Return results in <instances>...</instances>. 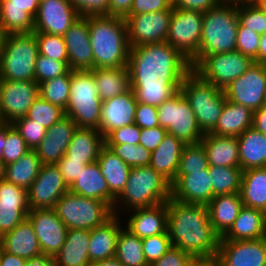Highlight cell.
<instances>
[{
  "mask_svg": "<svg viewBox=\"0 0 266 266\" xmlns=\"http://www.w3.org/2000/svg\"><path fill=\"white\" fill-rule=\"evenodd\" d=\"M127 68L137 102L156 107L180 90L192 70L190 61L167 42L131 47Z\"/></svg>",
  "mask_w": 266,
  "mask_h": 266,
  "instance_id": "6da1fadb",
  "label": "cell"
},
{
  "mask_svg": "<svg viewBox=\"0 0 266 266\" xmlns=\"http://www.w3.org/2000/svg\"><path fill=\"white\" fill-rule=\"evenodd\" d=\"M167 231L172 246L192 257L217 255L221 236L209 220L207 205L167 201Z\"/></svg>",
  "mask_w": 266,
  "mask_h": 266,
  "instance_id": "7a4b0ae2",
  "label": "cell"
},
{
  "mask_svg": "<svg viewBox=\"0 0 266 266\" xmlns=\"http://www.w3.org/2000/svg\"><path fill=\"white\" fill-rule=\"evenodd\" d=\"M93 68L127 67L129 43L124 18L88 16Z\"/></svg>",
  "mask_w": 266,
  "mask_h": 266,
  "instance_id": "3957f363",
  "label": "cell"
},
{
  "mask_svg": "<svg viewBox=\"0 0 266 266\" xmlns=\"http://www.w3.org/2000/svg\"><path fill=\"white\" fill-rule=\"evenodd\" d=\"M171 198V183L150 165L132 167L126 185L116 198L113 214L119 216V208L125 210L151 207ZM117 203L119 207L117 206Z\"/></svg>",
  "mask_w": 266,
  "mask_h": 266,
  "instance_id": "277c9868",
  "label": "cell"
},
{
  "mask_svg": "<svg viewBox=\"0 0 266 266\" xmlns=\"http://www.w3.org/2000/svg\"><path fill=\"white\" fill-rule=\"evenodd\" d=\"M238 23L236 5L219 4L204 12L199 51L191 68L204 56L236 50Z\"/></svg>",
  "mask_w": 266,
  "mask_h": 266,
  "instance_id": "5b68a950",
  "label": "cell"
},
{
  "mask_svg": "<svg viewBox=\"0 0 266 266\" xmlns=\"http://www.w3.org/2000/svg\"><path fill=\"white\" fill-rule=\"evenodd\" d=\"M180 91L189 101L201 131L210 133L216 127L227 100L223 90L191 70L185 76Z\"/></svg>",
  "mask_w": 266,
  "mask_h": 266,
  "instance_id": "8992f818",
  "label": "cell"
},
{
  "mask_svg": "<svg viewBox=\"0 0 266 266\" xmlns=\"http://www.w3.org/2000/svg\"><path fill=\"white\" fill-rule=\"evenodd\" d=\"M101 104L93 72L71 70L70 95L65 115H68L77 127L98 129Z\"/></svg>",
  "mask_w": 266,
  "mask_h": 266,
  "instance_id": "52a82bcc",
  "label": "cell"
},
{
  "mask_svg": "<svg viewBox=\"0 0 266 266\" xmlns=\"http://www.w3.org/2000/svg\"><path fill=\"white\" fill-rule=\"evenodd\" d=\"M38 54L34 32L7 35L0 58V79L35 81Z\"/></svg>",
  "mask_w": 266,
  "mask_h": 266,
  "instance_id": "ba28073f",
  "label": "cell"
},
{
  "mask_svg": "<svg viewBox=\"0 0 266 266\" xmlns=\"http://www.w3.org/2000/svg\"><path fill=\"white\" fill-rule=\"evenodd\" d=\"M54 209L68 229L92 230L114 215L106 202L71 191H67L57 201Z\"/></svg>",
  "mask_w": 266,
  "mask_h": 266,
  "instance_id": "9c48e42d",
  "label": "cell"
},
{
  "mask_svg": "<svg viewBox=\"0 0 266 266\" xmlns=\"http://www.w3.org/2000/svg\"><path fill=\"white\" fill-rule=\"evenodd\" d=\"M157 108L159 126L168 134L184 144H196L203 139L204 133L198 126L194 111L180 90Z\"/></svg>",
  "mask_w": 266,
  "mask_h": 266,
  "instance_id": "30bf717a",
  "label": "cell"
},
{
  "mask_svg": "<svg viewBox=\"0 0 266 266\" xmlns=\"http://www.w3.org/2000/svg\"><path fill=\"white\" fill-rule=\"evenodd\" d=\"M254 61L234 50L204 56L192 70L202 79L224 90L231 82L243 75Z\"/></svg>",
  "mask_w": 266,
  "mask_h": 266,
  "instance_id": "8fae6325",
  "label": "cell"
},
{
  "mask_svg": "<svg viewBox=\"0 0 266 266\" xmlns=\"http://www.w3.org/2000/svg\"><path fill=\"white\" fill-rule=\"evenodd\" d=\"M203 12L190 9H172L166 42L178 50L190 63L199 51Z\"/></svg>",
  "mask_w": 266,
  "mask_h": 266,
  "instance_id": "7c38bea8",
  "label": "cell"
},
{
  "mask_svg": "<svg viewBox=\"0 0 266 266\" xmlns=\"http://www.w3.org/2000/svg\"><path fill=\"white\" fill-rule=\"evenodd\" d=\"M226 99L252 112L266 104V64L254 62L247 71L223 90Z\"/></svg>",
  "mask_w": 266,
  "mask_h": 266,
  "instance_id": "4fadbf2b",
  "label": "cell"
},
{
  "mask_svg": "<svg viewBox=\"0 0 266 266\" xmlns=\"http://www.w3.org/2000/svg\"><path fill=\"white\" fill-rule=\"evenodd\" d=\"M36 81L0 80V122L13 123L25 117L39 96Z\"/></svg>",
  "mask_w": 266,
  "mask_h": 266,
  "instance_id": "5bb4252c",
  "label": "cell"
},
{
  "mask_svg": "<svg viewBox=\"0 0 266 266\" xmlns=\"http://www.w3.org/2000/svg\"><path fill=\"white\" fill-rule=\"evenodd\" d=\"M172 10L127 16L128 43L130 48L166 42Z\"/></svg>",
  "mask_w": 266,
  "mask_h": 266,
  "instance_id": "9a60e30c",
  "label": "cell"
},
{
  "mask_svg": "<svg viewBox=\"0 0 266 266\" xmlns=\"http://www.w3.org/2000/svg\"><path fill=\"white\" fill-rule=\"evenodd\" d=\"M69 187L56 164L42 165L38 176L27 190L30 210L55 208Z\"/></svg>",
  "mask_w": 266,
  "mask_h": 266,
  "instance_id": "2e32d148",
  "label": "cell"
},
{
  "mask_svg": "<svg viewBox=\"0 0 266 266\" xmlns=\"http://www.w3.org/2000/svg\"><path fill=\"white\" fill-rule=\"evenodd\" d=\"M27 219L34 228L42 254L55 257L65 243L68 232V228L58 217L55 209L30 210Z\"/></svg>",
  "mask_w": 266,
  "mask_h": 266,
  "instance_id": "e0dca14e",
  "label": "cell"
},
{
  "mask_svg": "<svg viewBox=\"0 0 266 266\" xmlns=\"http://www.w3.org/2000/svg\"><path fill=\"white\" fill-rule=\"evenodd\" d=\"M79 18L69 0H40L33 32L63 36Z\"/></svg>",
  "mask_w": 266,
  "mask_h": 266,
  "instance_id": "ac0fdd59",
  "label": "cell"
},
{
  "mask_svg": "<svg viewBox=\"0 0 266 266\" xmlns=\"http://www.w3.org/2000/svg\"><path fill=\"white\" fill-rule=\"evenodd\" d=\"M219 266H263L266 263V237L254 240H220Z\"/></svg>",
  "mask_w": 266,
  "mask_h": 266,
  "instance_id": "d6986e66",
  "label": "cell"
},
{
  "mask_svg": "<svg viewBox=\"0 0 266 266\" xmlns=\"http://www.w3.org/2000/svg\"><path fill=\"white\" fill-rule=\"evenodd\" d=\"M29 211L27 190L0 181V237L22 223Z\"/></svg>",
  "mask_w": 266,
  "mask_h": 266,
  "instance_id": "ffe728a7",
  "label": "cell"
},
{
  "mask_svg": "<svg viewBox=\"0 0 266 266\" xmlns=\"http://www.w3.org/2000/svg\"><path fill=\"white\" fill-rule=\"evenodd\" d=\"M137 100L133 90L102 101L100 125L97 129L105 138L117 128L134 123Z\"/></svg>",
  "mask_w": 266,
  "mask_h": 266,
  "instance_id": "44dd1931",
  "label": "cell"
},
{
  "mask_svg": "<svg viewBox=\"0 0 266 266\" xmlns=\"http://www.w3.org/2000/svg\"><path fill=\"white\" fill-rule=\"evenodd\" d=\"M213 197L208 169L192 171L190 174H176L171 183V198L176 201L207 205Z\"/></svg>",
  "mask_w": 266,
  "mask_h": 266,
  "instance_id": "7402d4cb",
  "label": "cell"
},
{
  "mask_svg": "<svg viewBox=\"0 0 266 266\" xmlns=\"http://www.w3.org/2000/svg\"><path fill=\"white\" fill-rule=\"evenodd\" d=\"M76 128V123L65 115L46 129L44 139L34 150L42 165L56 164L65 155Z\"/></svg>",
  "mask_w": 266,
  "mask_h": 266,
  "instance_id": "603a6c76",
  "label": "cell"
},
{
  "mask_svg": "<svg viewBox=\"0 0 266 266\" xmlns=\"http://www.w3.org/2000/svg\"><path fill=\"white\" fill-rule=\"evenodd\" d=\"M70 70H92L93 51L90 44L88 16L80 17L63 35Z\"/></svg>",
  "mask_w": 266,
  "mask_h": 266,
  "instance_id": "cb8c5ba5",
  "label": "cell"
},
{
  "mask_svg": "<svg viewBox=\"0 0 266 266\" xmlns=\"http://www.w3.org/2000/svg\"><path fill=\"white\" fill-rule=\"evenodd\" d=\"M40 0H0V26L7 35L34 30Z\"/></svg>",
  "mask_w": 266,
  "mask_h": 266,
  "instance_id": "d4e9b609",
  "label": "cell"
},
{
  "mask_svg": "<svg viewBox=\"0 0 266 266\" xmlns=\"http://www.w3.org/2000/svg\"><path fill=\"white\" fill-rule=\"evenodd\" d=\"M127 218L126 229L140 239L167 232L168 210L167 202L151 207L132 209Z\"/></svg>",
  "mask_w": 266,
  "mask_h": 266,
  "instance_id": "484cf974",
  "label": "cell"
},
{
  "mask_svg": "<svg viewBox=\"0 0 266 266\" xmlns=\"http://www.w3.org/2000/svg\"><path fill=\"white\" fill-rule=\"evenodd\" d=\"M119 217L113 215L101 226L90 230L89 258L90 262L108 260L115 257L117 240L123 227Z\"/></svg>",
  "mask_w": 266,
  "mask_h": 266,
  "instance_id": "4316f807",
  "label": "cell"
},
{
  "mask_svg": "<svg viewBox=\"0 0 266 266\" xmlns=\"http://www.w3.org/2000/svg\"><path fill=\"white\" fill-rule=\"evenodd\" d=\"M69 191L87 198L106 202L112 209L116 198L111 194L105 177L101 175L99 163L86 165L78 178L69 187Z\"/></svg>",
  "mask_w": 266,
  "mask_h": 266,
  "instance_id": "83f0119b",
  "label": "cell"
},
{
  "mask_svg": "<svg viewBox=\"0 0 266 266\" xmlns=\"http://www.w3.org/2000/svg\"><path fill=\"white\" fill-rule=\"evenodd\" d=\"M266 237L265 212L242 207L230 228L221 236L220 240H254Z\"/></svg>",
  "mask_w": 266,
  "mask_h": 266,
  "instance_id": "f1b7e54d",
  "label": "cell"
},
{
  "mask_svg": "<svg viewBox=\"0 0 266 266\" xmlns=\"http://www.w3.org/2000/svg\"><path fill=\"white\" fill-rule=\"evenodd\" d=\"M5 252L30 259L42 254L38 238L30 221L26 218L11 231L0 237Z\"/></svg>",
  "mask_w": 266,
  "mask_h": 266,
  "instance_id": "f546056e",
  "label": "cell"
},
{
  "mask_svg": "<svg viewBox=\"0 0 266 266\" xmlns=\"http://www.w3.org/2000/svg\"><path fill=\"white\" fill-rule=\"evenodd\" d=\"M104 145V137L97 129L77 127L65 156L69 160L81 161L88 165L97 161Z\"/></svg>",
  "mask_w": 266,
  "mask_h": 266,
  "instance_id": "4dcf8cb0",
  "label": "cell"
},
{
  "mask_svg": "<svg viewBox=\"0 0 266 266\" xmlns=\"http://www.w3.org/2000/svg\"><path fill=\"white\" fill-rule=\"evenodd\" d=\"M90 230L68 229L65 243L55 255L56 266H90Z\"/></svg>",
  "mask_w": 266,
  "mask_h": 266,
  "instance_id": "1f68e13d",
  "label": "cell"
},
{
  "mask_svg": "<svg viewBox=\"0 0 266 266\" xmlns=\"http://www.w3.org/2000/svg\"><path fill=\"white\" fill-rule=\"evenodd\" d=\"M200 142L205 148L209 166L240 167L237 137L206 133Z\"/></svg>",
  "mask_w": 266,
  "mask_h": 266,
  "instance_id": "d6a6232c",
  "label": "cell"
},
{
  "mask_svg": "<svg viewBox=\"0 0 266 266\" xmlns=\"http://www.w3.org/2000/svg\"><path fill=\"white\" fill-rule=\"evenodd\" d=\"M184 143L175 136L167 135L151 152L150 166L170 183L175 180Z\"/></svg>",
  "mask_w": 266,
  "mask_h": 266,
  "instance_id": "836d02e7",
  "label": "cell"
},
{
  "mask_svg": "<svg viewBox=\"0 0 266 266\" xmlns=\"http://www.w3.org/2000/svg\"><path fill=\"white\" fill-rule=\"evenodd\" d=\"M243 206L240 193L217 195L207 204L210 223L220 236L230 228Z\"/></svg>",
  "mask_w": 266,
  "mask_h": 266,
  "instance_id": "e575fe53",
  "label": "cell"
},
{
  "mask_svg": "<svg viewBox=\"0 0 266 266\" xmlns=\"http://www.w3.org/2000/svg\"><path fill=\"white\" fill-rule=\"evenodd\" d=\"M253 112L246 106L226 100L216 127L210 132L216 136L238 137L252 127Z\"/></svg>",
  "mask_w": 266,
  "mask_h": 266,
  "instance_id": "d590c367",
  "label": "cell"
},
{
  "mask_svg": "<svg viewBox=\"0 0 266 266\" xmlns=\"http://www.w3.org/2000/svg\"><path fill=\"white\" fill-rule=\"evenodd\" d=\"M238 139L240 168L266 167V135L253 127L246 129Z\"/></svg>",
  "mask_w": 266,
  "mask_h": 266,
  "instance_id": "8d00e7d4",
  "label": "cell"
},
{
  "mask_svg": "<svg viewBox=\"0 0 266 266\" xmlns=\"http://www.w3.org/2000/svg\"><path fill=\"white\" fill-rule=\"evenodd\" d=\"M97 162L111 194L117 198L126 185L131 168L106 145L101 148Z\"/></svg>",
  "mask_w": 266,
  "mask_h": 266,
  "instance_id": "74e56055",
  "label": "cell"
},
{
  "mask_svg": "<svg viewBox=\"0 0 266 266\" xmlns=\"http://www.w3.org/2000/svg\"><path fill=\"white\" fill-rule=\"evenodd\" d=\"M240 195L244 207L259 209L266 213V167L243 171Z\"/></svg>",
  "mask_w": 266,
  "mask_h": 266,
  "instance_id": "f35d334b",
  "label": "cell"
},
{
  "mask_svg": "<svg viewBox=\"0 0 266 266\" xmlns=\"http://www.w3.org/2000/svg\"><path fill=\"white\" fill-rule=\"evenodd\" d=\"M91 71L102 101L116 97L131 88L127 67L93 68Z\"/></svg>",
  "mask_w": 266,
  "mask_h": 266,
  "instance_id": "ab89813d",
  "label": "cell"
},
{
  "mask_svg": "<svg viewBox=\"0 0 266 266\" xmlns=\"http://www.w3.org/2000/svg\"><path fill=\"white\" fill-rule=\"evenodd\" d=\"M41 166L37 153L30 150L16 162L6 165L5 180L28 190L38 176Z\"/></svg>",
  "mask_w": 266,
  "mask_h": 266,
  "instance_id": "60d3db41",
  "label": "cell"
},
{
  "mask_svg": "<svg viewBox=\"0 0 266 266\" xmlns=\"http://www.w3.org/2000/svg\"><path fill=\"white\" fill-rule=\"evenodd\" d=\"M115 258L123 266H149L144 256L142 239L125 227L119 232Z\"/></svg>",
  "mask_w": 266,
  "mask_h": 266,
  "instance_id": "b9f144b4",
  "label": "cell"
},
{
  "mask_svg": "<svg viewBox=\"0 0 266 266\" xmlns=\"http://www.w3.org/2000/svg\"><path fill=\"white\" fill-rule=\"evenodd\" d=\"M214 196L240 193L243 170L240 167L209 166Z\"/></svg>",
  "mask_w": 266,
  "mask_h": 266,
  "instance_id": "7bdbcfd3",
  "label": "cell"
},
{
  "mask_svg": "<svg viewBox=\"0 0 266 266\" xmlns=\"http://www.w3.org/2000/svg\"><path fill=\"white\" fill-rule=\"evenodd\" d=\"M70 76L71 70L69 69L64 75L40 83V96L46 101L66 110L70 95Z\"/></svg>",
  "mask_w": 266,
  "mask_h": 266,
  "instance_id": "ee69618b",
  "label": "cell"
},
{
  "mask_svg": "<svg viewBox=\"0 0 266 266\" xmlns=\"http://www.w3.org/2000/svg\"><path fill=\"white\" fill-rule=\"evenodd\" d=\"M26 116L45 129H49L65 116V110L46 101L39 95L32 103Z\"/></svg>",
  "mask_w": 266,
  "mask_h": 266,
  "instance_id": "f6af8a7d",
  "label": "cell"
},
{
  "mask_svg": "<svg viewBox=\"0 0 266 266\" xmlns=\"http://www.w3.org/2000/svg\"><path fill=\"white\" fill-rule=\"evenodd\" d=\"M208 167L205 148L201 142L184 145L177 174H190L192 171H202L208 169Z\"/></svg>",
  "mask_w": 266,
  "mask_h": 266,
  "instance_id": "bcb514c9",
  "label": "cell"
},
{
  "mask_svg": "<svg viewBox=\"0 0 266 266\" xmlns=\"http://www.w3.org/2000/svg\"><path fill=\"white\" fill-rule=\"evenodd\" d=\"M39 54L68 64V54L63 36L35 33Z\"/></svg>",
  "mask_w": 266,
  "mask_h": 266,
  "instance_id": "7dc6e473",
  "label": "cell"
},
{
  "mask_svg": "<svg viewBox=\"0 0 266 266\" xmlns=\"http://www.w3.org/2000/svg\"><path fill=\"white\" fill-rule=\"evenodd\" d=\"M106 146L130 168L150 165L151 152L141 145L121 144Z\"/></svg>",
  "mask_w": 266,
  "mask_h": 266,
  "instance_id": "c3c4849f",
  "label": "cell"
},
{
  "mask_svg": "<svg viewBox=\"0 0 266 266\" xmlns=\"http://www.w3.org/2000/svg\"><path fill=\"white\" fill-rule=\"evenodd\" d=\"M237 16L243 27L259 35L266 29V12L255 3L238 5Z\"/></svg>",
  "mask_w": 266,
  "mask_h": 266,
  "instance_id": "681fc988",
  "label": "cell"
},
{
  "mask_svg": "<svg viewBox=\"0 0 266 266\" xmlns=\"http://www.w3.org/2000/svg\"><path fill=\"white\" fill-rule=\"evenodd\" d=\"M69 70L68 64L38 54L35 65V81L40 84L46 80L64 75Z\"/></svg>",
  "mask_w": 266,
  "mask_h": 266,
  "instance_id": "f907efd6",
  "label": "cell"
},
{
  "mask_svg": "<svg viewBox=\"0 0 266 266\" xmlns=\"http://www.w3.org/2000/svg\"><path fill=\"white\" fill-rule=\"evenodd\" d=\"M12 124L31 150H35L46 135V129L27 116L17 119Z\"/></svg>",
  "mask_w": 266,
  "mask_h": 266,
  "instance_id": "816d5d0a",
  "label": "cell"
},
{
  "mask_svg": "<svg viewBox=\"0 0 266 266\" xmlns=\"http://www.w3.org/2000/svg\"><path fill=\"white\" fill-rule=\"evenodd\" d=\"M142 245L144 256L149 266L173 247L168 231L163 234L143 238Z\"/></svg>",
  "mask_w": 266,
  "mask_h": 266,
  "instance_id": "f5cc1de1",
  "label": "cell"
},
{
  "mask_svg": "<svg viewBox=\"0 0 266 266\" xmlns=\"http://www.w3.org/2000/svg\"><path fill=\"white\" fill-rule=\"evenodd\" d=\"M30 150L23 137L13 126L7 133L6 143L3 148V161L5 165L16 162Z\"/></svg>",
  "mask_w": 266,
  "mask_h": 266,
  "instance_id": "db71d44e",
  "label": "cell"
},
{
  "mask_svg": "<svg viewBox=\"0 0 266 266\" xmlns=\"http://www.w3.org/2000/svg\"><path fill=\"white\" fill-rule=\"evenodd\" d=\"M260 37L256 32L243 27L238 23L236 50L243 55L249 56L254 62L258 63V49Z\"/></svg>",
  "mask_w": 266,
  "mask_h": 266,
  "instance_id": "11a10c76",
  "label": "cell"
},
{
  "mask_svg": "<svg viewBox=\"0 0 266 266\" xmlns=\"http://www.w3.org/2000/svg\"><path fill=\"white\" fill-rule=\"evenodd\" d=\"M141 128L135 123L117 128L110 132L105 138V145H139Z\"/></svg>",
  "mask_w": 266,
  "mask_h": 266,
  "instance_id": "9f6ffc18",
  "label": "cell"
},
{
  "mask_svg": "<svg viewBox=\"0 0 266 266\" xmlns=\"http://www.w3.org/2000/svg\"><path fill=\"white\" fill-rule=\"evenodd\" d=\"M80 17L109 14L110 0H69Z\"/></svg>",
  "mask_w": 266,
  "mask_h": 266,
  "instance_id": "6f0895ef",
  "label": "cell"
},
{
  "mask_svg": "<svg viewBox=\"0 0 266 266\" xmlns=\"http://www.w3.org/2000/svg\"><path fill=\"white\" fill-rule=\"evenodd\" d=\"M134 123L141 129L159 126L158 108L137 102Z\"/></svg>",
  "mask_w": 266,
  "mask_h": 266,
  "instance_id": "680465c9",
  "label": "cell"
},
{
  "mask_svg": "<svg viewBox=\"0 0 266 266\" xmlns=\"http://www.w3.org/2000/svg\"><path fill=\"white\" fill-rule=\"evenodd\" d=\"M172 9V0H133L128 16Z\"/></svg>",
  "mask_w": 266,
  "mask_h": 266,
  "instance_id": "91938a15",
  "label": "cell"
},
{
  "mask_svg": "<svg viewBox=\"0 0 266 266\" xmlns=\"http://www.w3.org/2000/svg\"><path fill=\"white\" fill-rule=\"evenodd\" d=\"M167 135V130L161 126L142 128L139 145L153 152Z\"/></svg>",
  "mask_w": 266,
  "mask_h": 266,
  "instance_id": "94428289",
  "label": "cell"
},
{
  "mask_svg": "<svg viewBox=\"0 0 266 266\" xmlns=\"http://www.w3.org/2000/svg\"><path fill=\"white\" fill-rule=\"evenodd\" d=\"M60 173L63 175L65 183L70 187L78 178L79 173L86 166L81 161L69 160L65 155L56 163Z\"/></svg>",
  "mask_w": 266,
  "mask_h": 266,
  "instance_id": "6125c7cd",
  "label": "cell"
},
{
  "mask_svg": "<svg viewBox=\"0 0 266 266\" xmlns=\"http://www.w3.org/2000/svg\"><path fill=\"white\" fill-rule=\"evenodd\" d=\"M191 255L176 247L169 249L160 259L150 266H187Z\"/></svg>",
  "mask_w": 266,
  "mask_h": 266,
  "instance_id": "be15d7a7",
  "label": "cell"
},
{
  "mask_svg": "<svg viewBox=\"0 0 266 266\" xmlns=\"http://www.w3.org/2000/svg\"><path fill=\"white\" fill-rule=\"evenodd\" d=\"M220 4L219 0H172V7L207 12Z\"/></svg>",
  "mask_w": 266,
  "mask_h": 266,
  "instance_id": "e7e4bbea",
  "label": "cell"
},
{
  "mask_svg": "<svg viewBox=\"0 0 266 266\" xmlns=\"http://www.w3.org/2000/svg\"><path fill=\"white\" fill-rule=\"evenodd\" d=\"M133 0H110L107 16L126 18L131 10Z\"/></svg>",
  "mask_w": 266,
  "mask_h": 266,
  "instance_id": "03108f58",
  "label": "cell"
},
{
  "mask_svg": "<svg viewBox=\"0 0 266 266\" xmlns=\"http://www.w3.org/2000/svg\"><path fill=\"white\" fill-rule=\"evenodd\" d=\"M252 127L266 135V106L253 112Z\"/></svg>",
  "mask_w": 266,
  "mask_h": 266,
  "instance_id": "003e7915",
  "label": "cell"
},
{
  "mask_svg": "<svg viewBox=\"0 0 266 266\" xmlns=\"http://www.w3.org/2000/svg\"><path fill=\"white\" fill-rule=\"evenodd\" d=\"M23 266H56V264L54 257L41 254L39 256L26 259Z\"/></svg>",
  "mask_w": 266,
  "mask_h": 266,
  "instance_id": "a7ac6f4b",
  "label": "cell"
},
{
  "mask_svg": "<svg viewBox=\"0 0 266 266\" xmlns=\"http://www.w3.org/2000/svg\"><path fill=\"white\" fill-rule=\"evenodd\" d=\"M187 266H219L217 255L191 257Z\"/></svg>",
  "mask_w": 266,
  "mask_h": 266,
  "instance_id": "89a4df30",
  "label": "cell"
},
{
  "mask_svg": "<svg viewBox=\"0 0 266 266\" xmlns=\"http://www.w3.org/2000/svg\"><path fill=\"white\" fill-rule=\"evenodd\" d=\"M25 261H26L25 258L18 257L14 254L5 252L2 249L0 266H23Z\"/></svg>",
  "mask_w": 266,
  "mask_h": 266,
  "instance_id": "2644e50d",
  "label": "cell"
},
{
  "mask_svg": "<svg viewBox=\"0 0 266 266\" xmlns=\"http://www.w3.org/2000/svg\"><path fill=\"white\" fill-rule=\"evenodd\" d=\"M13 127L12 123L0 122V160H3V148L6 143L8 131Z\"/></svg>",
  "mask_w": 266,
  "mask_h": 266,
  "instance_id": "8c879c8a",
  "label": "cell"
},
{
  "mask_svg": "<svg viewBox=\"0 0 266 266\" xmlns=\"http://www.w3.org/2000/svg\"><path fill=\"white\" fill-rule=\"evenodd\" d=\"M258 63L266 64V37L261 35L258 49Z\"/></svg>",
  "mask_w": 266,
  "mask_h": 266,
  "instance_id": "753ad0ef",
  "label": "cell"
},
{
  "mask_svg": "<svg viewBox=\"0 0 266 266\" xmlns=\"http://www.w3.org/2000/svg\"><path fill=\"white\" fill-rule=\"evenodd\" d=\"M90 266H123L115 257L92 263Z\"/></svg>",
  "mask_w": 266,
  "mask_h": 266,
  "instance_id": "34e18365",
  "label": "cell"
},
{
  "mask_svg": "<svg viewBox=\"0 0 266 266\" xmlns=\"http://www.w3.org/2000/svg\"><path fill=\"white\" fill-rule=\"evenodd\" d=\"M220 4H229V5H243L248 3H254L255 0H219Z\"/></svg>",
  "mask_w": 266,
  "mask_h": 266,
  "instance_id": "11e5206c",
  "label": "cell"
},
{
  "mask_svg": "<svg viewBox=\"0 0 266 266\" xmlns=\"http://www.w3.org/2000/svg\"><path fill=\"white\" fill-rule=\"evenodd\" d=\"M6 36L7 34L5 33L4 29L0 26V58H1V53L3 51Z\"/></svg>",
  "mask_w": 266,
  "mask_h": 266,
  "instance_id": "2a66077c",
  "label": "cell"
},
{
  "mask_svg": "<svg viewBox=\"0 0 266 266\" xmlns=\"http://www.w3.org/2000/svg\"><path fill=\"white\" fill-rule=\"evenodd\" d=\"M6 165L3 160H0V181L5 180Z\"/></svg>",
  "mask_w": 266,
  "mask_h": 266,
  "instance_id": "b9fcfbb0",
  "label": "cell"
},
{
  "mask_svg": "<svg viewBox=\"0 0 266 266\" xmlns=\"http://www.w3.org/2000/svg\"><path fill=\"white\" fill-rule=\"evenodd\" d=\"M254 3L266 12V0H255Z\"/></svg>",
  "mask_w": 266,
  "mask_h": 266,
  "instance_id": "09005b40",
  "label": "cell"
},
{
  "mask_svg": "<svg viewBox=\"0 0 266 266\" xmlns=\"http://www.w3.org/2000/svg\"><path fill=\"white\" fill-rule=\"evenodd\" d=\"M1 253H2V246L0 244V258H1Z\"/></svg>",
  "mask_w": 266,
  "mask_h": 266,
  "instance_id": "979ff035",
  "label": "cell"
},
{
  "mask_svg": "<svg viewBox=\"0 0 266 266\" xmlns=\"http://www.w3.org/2000/svg\"><path fill=\"white\" fill-rule=\"evenodd\" d=\"M262 35L266 37V29L264 30Z\"/></svg>",
  "mask_w": 266,
  "mask_h": 266,
  "instance_id": "deb4b68c",
  "label": "cell"
}]
</instances>
